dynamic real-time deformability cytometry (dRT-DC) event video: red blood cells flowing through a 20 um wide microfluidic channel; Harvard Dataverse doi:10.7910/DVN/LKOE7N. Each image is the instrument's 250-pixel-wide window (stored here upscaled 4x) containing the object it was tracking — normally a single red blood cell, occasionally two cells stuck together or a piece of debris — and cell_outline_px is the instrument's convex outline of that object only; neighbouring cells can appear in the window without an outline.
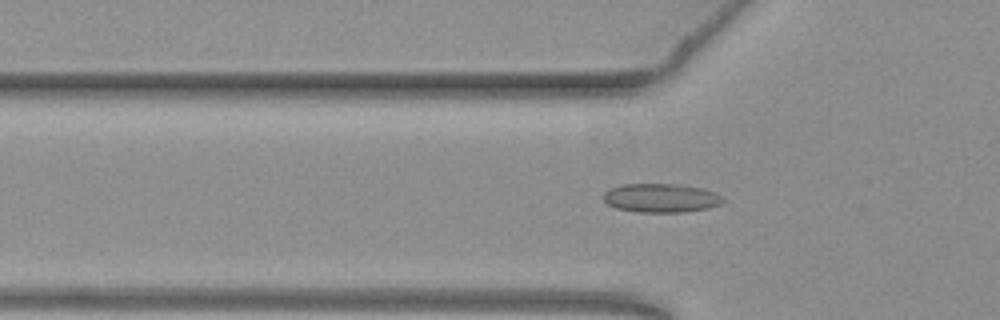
{"species": "common noctule bat (a hibernating species)", "species_latin": "Nyctalus noctula", "temperature_condition": "warm", "stored_images_in_passage": 53, "camera_frame_rate_fps": 3000, "um_per_image_px": 0.085, "animal": {"sex": "female", "body_mass_g": 19.3, "forearm_length_mm": 54.1}, "frame": {"image": 1, "passage_image": 16, "time_ms": 5.0, "image_size_px": [1000, 320], "cell_outline_px": [[724, 200], [720, 204], [708, 208], [684, 212], [636, 212], [616, 208], [608, 204], [604, 200], [604, 192], [608, 188], [620, 184], [676, 184], [704, 188], [724, 196]], "centroid_in_image_um": [56.18, 16.82], "position_along_channel_um": 69.6, "area_um2": 20.29}}
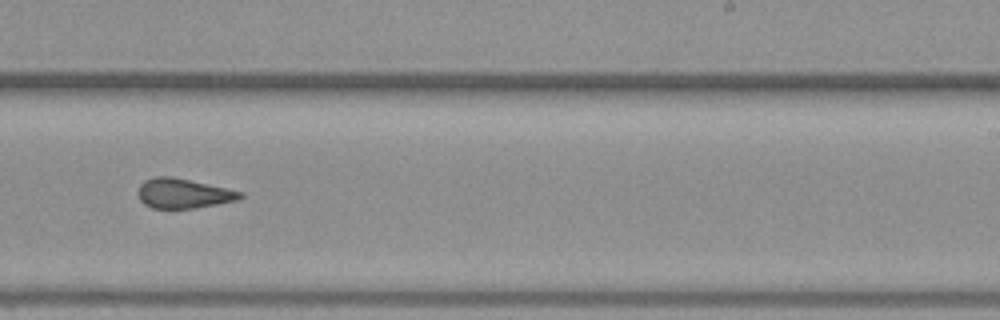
{"frame": {"image": 2, "passage_image": 32, "time_ms": 10.333, "image_size_px": [1000, 320], "cell_outline_px": [[244, 196], [236, 200], [196, 208], [152, 208], [144, 204], [140, 200], [136, 192], [140, 184], [144, 180], [152, 176], [172, 176], [244, 192]], "centroid_in_image_um": [15.54, 16.43], "position_along_channel_um": 273.5, "area_um2": 17.8}}
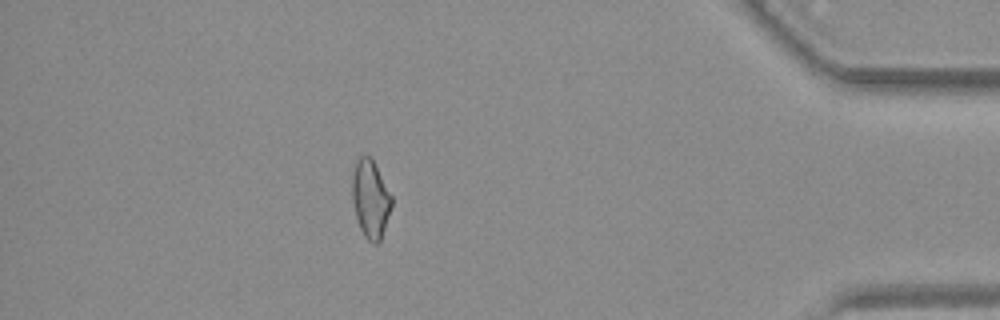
{"frame": {"image": 3, "passage_image": 46, "time_ms": 15.0, "image_size_px": [1000, 320], "cell_outline_px": [[392, 204], [380, 240], [376, 244], [372, 244], [364, 236], [360, 228], [356, 216], [352, 200], [352, 176], [356, 160], [360, 156], [368, 156], [372, 160], [392, 196]], "centroid_in_image_um": [31.47, 16.92], "position_along_channel_um": 403.7, "area_um2": 17.57}}